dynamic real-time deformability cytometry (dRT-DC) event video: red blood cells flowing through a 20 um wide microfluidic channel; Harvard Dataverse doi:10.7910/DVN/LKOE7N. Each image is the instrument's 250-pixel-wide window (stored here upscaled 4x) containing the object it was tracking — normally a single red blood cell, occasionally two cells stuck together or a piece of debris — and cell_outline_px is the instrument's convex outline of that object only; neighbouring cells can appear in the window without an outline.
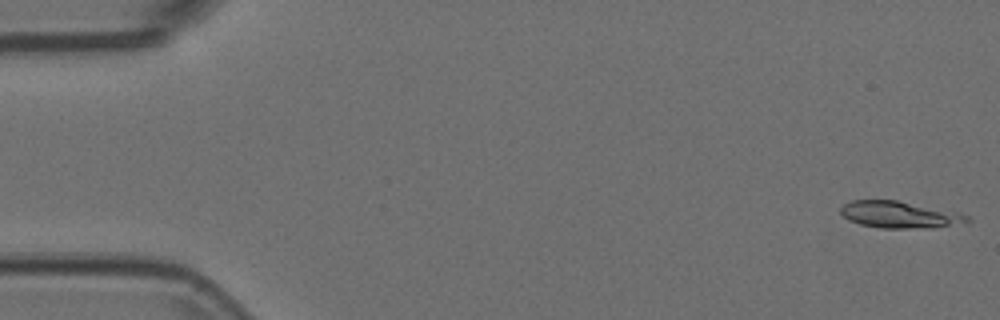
{"species": "Egyptian fruit bat (a non-hibernating species)", "species_latin": "Rousettus aegyptiacus", "temperature_condition": "room temperature", "stored_images_in_passage": 3, "camera_frame_rate_fps": 3000, "um_per_image_px": 0.085, "animal": {"sex": "female"}, "frame": {"image": 1, "passage_image": 1, "time_ms": 0.0, "image_size_px": [1000, 320], "cell_outline_px": [[972, 220], [968, 224], [908, 228], [880, 228], [860, 224], [848, 220], [840, 212], [840, 208], [844, 204], [852, 200], [896, 200], [960, 212], [968, 216]], "centroid_in_image_um": [76.5, 18.24], "position_along_channel_um": 8.5, "area_um2": 19.77}}